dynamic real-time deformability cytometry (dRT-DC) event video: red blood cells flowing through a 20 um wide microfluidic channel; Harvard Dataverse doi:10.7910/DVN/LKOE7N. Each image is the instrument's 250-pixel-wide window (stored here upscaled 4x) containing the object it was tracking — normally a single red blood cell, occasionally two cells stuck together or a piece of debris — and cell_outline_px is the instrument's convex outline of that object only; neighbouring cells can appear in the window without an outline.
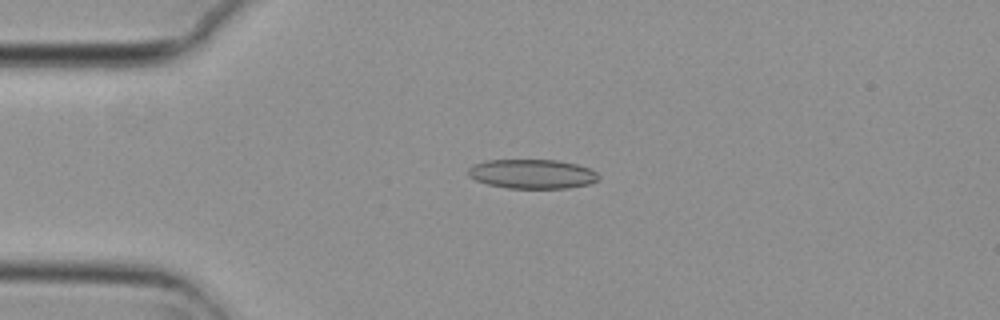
{"species": "common noctule bat (a hibernating species)", "species_latin": "Nyctalus noctula", "temperature_condition": "cold", "stored_images_in_passage": 3, "camera_frame_rate_fps": 3000, "um_per_image_px": 0.085, "animal": {"sex": "female", "body_mass_g": 29.2, "forearm_length_mm": 56.3}, "frame": {"image": 1, "passage_image": 2, "time_ms": 0.333, "image_size_px": [1000, 320], "cell_outline_px": [[600, 176], [596, 180], [588, 184], [568, 188], [508, 188], [488, 184], [476, 180], [468, 176], [468, 168], [472, 164], [488, 160], [556, 160], [576, 164], [588, 168], [596, 172]], "centroid_in_image_um": [45.2, 14.78], "position_along_channel_um": 39.8, "area_um2": 22.2}}